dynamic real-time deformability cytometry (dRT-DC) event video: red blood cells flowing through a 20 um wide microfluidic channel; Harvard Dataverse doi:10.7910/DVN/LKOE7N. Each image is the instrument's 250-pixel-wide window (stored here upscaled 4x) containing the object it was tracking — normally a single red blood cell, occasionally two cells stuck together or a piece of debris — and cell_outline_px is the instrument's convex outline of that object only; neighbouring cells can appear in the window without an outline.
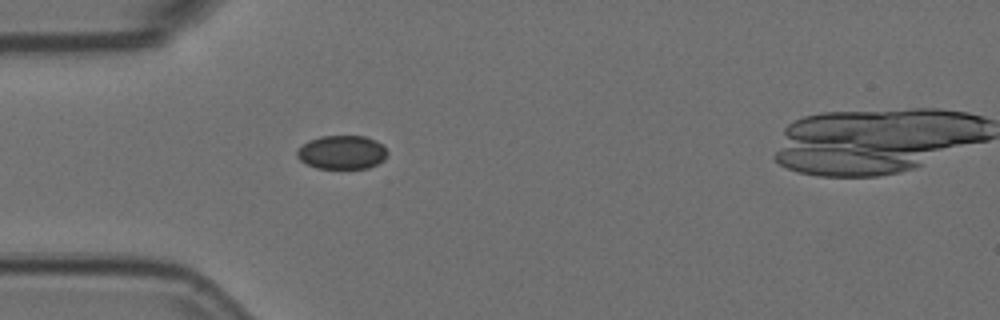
{"species": "Egyptian fruit bat (a non-hibernating species)", "species_latin": "Rousettus aegyptiacus", "temperature_condition": "room temperature", "stored_images_in_passage": 3, "camera_frame_rate_fps": 3000, "um_per_image_px": 0.085, "animal": {"sex": "female"}, "frame": {"image": 1, "passage_image": 2, "time_ms": 0.333, "image_size_px": [1000, 320], "cell_outline_px": [[388, 156], [384, 160], [368, 168], [316, 168], [300, 160], [296, 156], [296, 152], [308, 140], [320, 136], [364, 136], [376, 140], [388, 152]], "centroid_in_image_um": [29.07, 12.94], "position_along_channel_um": 55.9, "area_um2": 17.69}}